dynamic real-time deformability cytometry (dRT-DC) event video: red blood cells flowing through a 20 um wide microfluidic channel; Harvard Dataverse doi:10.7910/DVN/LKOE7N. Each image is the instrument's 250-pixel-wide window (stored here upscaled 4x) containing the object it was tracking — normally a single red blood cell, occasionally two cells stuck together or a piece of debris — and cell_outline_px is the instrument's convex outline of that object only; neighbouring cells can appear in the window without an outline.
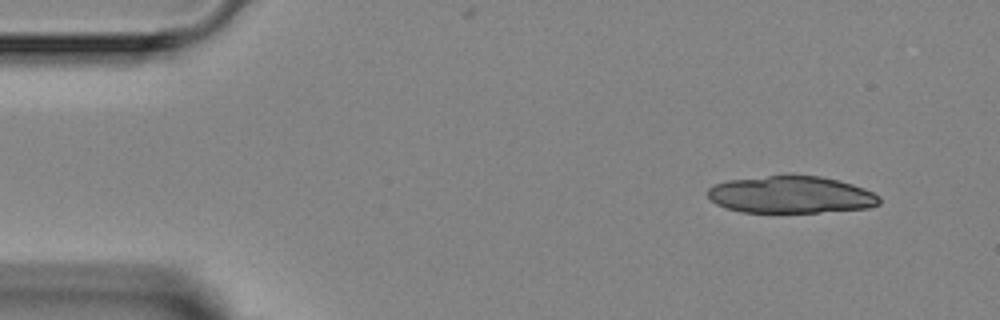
{"species": "Egyptian fruit bat (a non-hibernating species)", "species_latin": "Rousettus aegyptiacus", "temperature_condition": "room temperature", "stored_images_in_passage": 3, "camera_frame_rate_fps": 3000, "um_per_image_px": 0.085, "animal": {"sex": "female"}, "frame": {"image": 1, "passage_image": 1, "time_ms": 0.0, "image_size_px": [1000, 320], "cell_outline_px": [[880, 204], [868, 208], [820, 212], [740, 212], [724, 208], [716, 204], [708, 196], [708, 188], [712, 184], [728, 180], [792, 172], [820, 176], [840, 180], [864, 188], [880, 196]], "centroid_in_image_um": [67.21, 16.51], "position_along_channel_um": 17.8, "area_um2": 38.15}}